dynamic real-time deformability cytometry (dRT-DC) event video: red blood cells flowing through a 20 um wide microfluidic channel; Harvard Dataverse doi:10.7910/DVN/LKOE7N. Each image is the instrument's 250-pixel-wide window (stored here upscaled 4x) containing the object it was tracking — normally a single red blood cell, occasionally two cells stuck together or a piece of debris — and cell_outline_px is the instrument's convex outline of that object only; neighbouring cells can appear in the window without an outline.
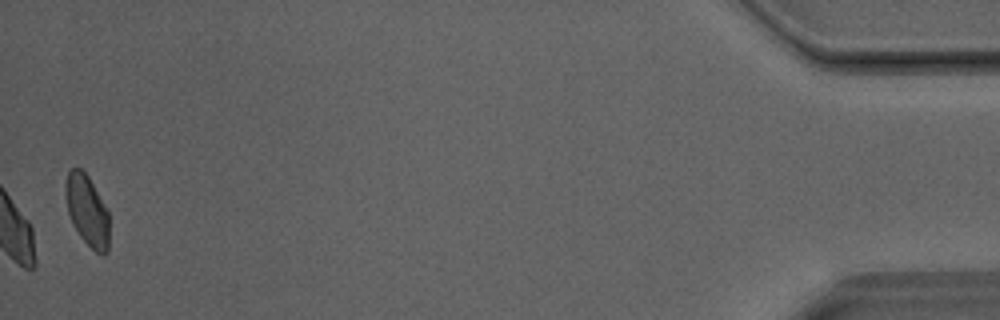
{"species": "Egyptian fruit bat (a non-hibernating species)", "species_latin": "Rousettus aegyptiacus", "temperature_condition": "room temperature", "stored_images_in_passage": 40, "camera_frame_rate_fps": 3000, "um_per_image_px": 0.085, "animal": {"sex": "male"}, "frame": {"image": 1, "passage_image": 40, "time_ms": 13.0, "image_size_px": [1000, 320], "cell_outline_px": [[108, 252], [104, 256], [96, 252], [80, 236], [72, 224], [68, 212], [64, 192], [64, 184], [68, 172], [72, 168], [80, 168], [88, 176], [108, 212]], "centroid_in_image_um": [7.38, 17.89], "position_along_channel_um": 427.8, "area_um2": 17.92}}